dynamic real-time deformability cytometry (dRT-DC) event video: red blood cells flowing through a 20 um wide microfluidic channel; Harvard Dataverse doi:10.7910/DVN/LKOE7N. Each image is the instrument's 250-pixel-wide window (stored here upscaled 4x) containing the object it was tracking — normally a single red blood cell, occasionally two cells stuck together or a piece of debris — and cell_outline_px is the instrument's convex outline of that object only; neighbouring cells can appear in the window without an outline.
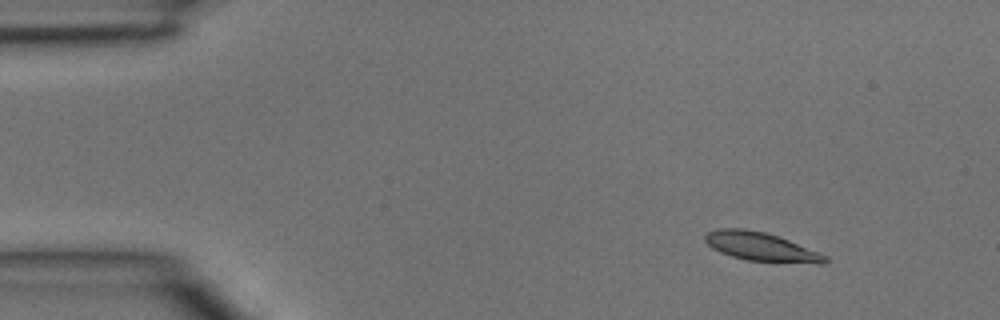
{"species": "common noctule bat (a hibernating species)", "species_latin": "Nyctalus noctula", "temperature_condition": "room temperature", "stored_images_in_passage": 4, "segment_of_instrument_passage": [1, 2], "camera_frame_rate_fps": 3000, "um_per_image_px": 0.085, "animal": {"sex": "male", "body_mass_g": 15.6}, "frame": {"image": 1, "passage_image": 1, "time_ms": 0.0, "image_size_px": [1000, 320], "cell_outline_px": [[828, 260], [824, 264], [820, 264], [744, 260], [720, 252], [712, 248], [704, 240], [704, 236], [708, 232], [716, 228], [744, 228], [764, 232], [788, 240], [820, 252], [828, 256]], "centroid_in_image_um": [64.69, 20.98], "position_along_channel_um": 20.3, "area_um2": 20.11}}
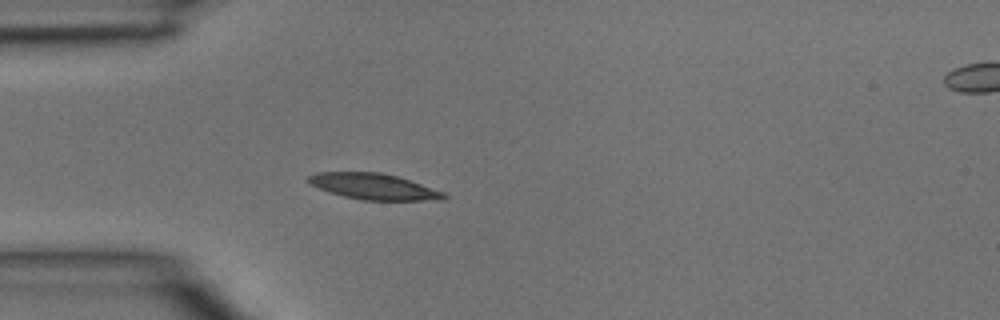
{"frame": {"image": 2, "passage_image": 3, "time_ms": 0.667, "image_size_px": [1000, 320], "cell_outline_px": [[448, 196], [444, 200], [364, 200], [344, 196], [328, 192], [308, 184], [304, 180], [308, 176], [316, 172], [380, 172], [396, 176], [444, 192]], "centroid_in_image_um": [31.7, 15.85], "position_along_channel_um": 53.3, "area_um2": 20.52}}